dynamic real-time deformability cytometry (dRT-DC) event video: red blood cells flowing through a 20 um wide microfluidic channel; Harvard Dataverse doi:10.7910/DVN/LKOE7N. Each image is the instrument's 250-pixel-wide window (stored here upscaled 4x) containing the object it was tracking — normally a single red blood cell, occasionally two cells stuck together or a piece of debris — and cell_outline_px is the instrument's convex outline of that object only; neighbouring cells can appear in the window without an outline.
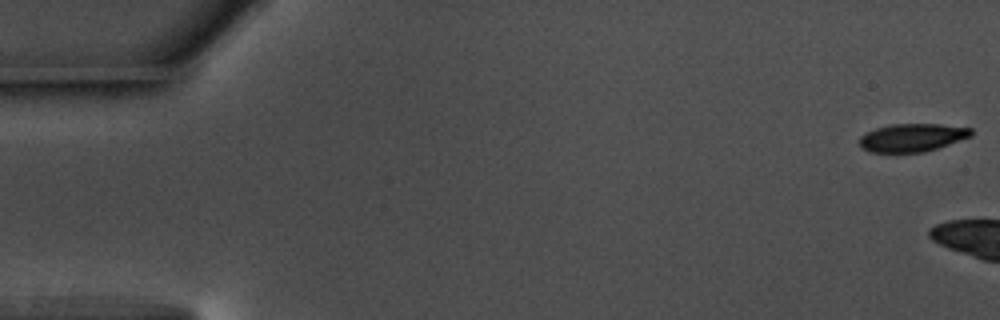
{"species": "common noctule bat (a hibernating species)", "species_latin": "Nyctalus noctula", "temperature_condition": "warm", "stored_images_in_passage": 16, "camera_frame_rate_fps": 3000, "um_per_image_px": 0.085, "animal": {"sex": "male", "body_mass_g": 17.5, "forearm_length_mm": 52.3}, "frame": {"image": 1, "passage_image": 1, "time_ms": 0.0, "image_size_px": [1000, 320], "cell_outline_px": [[972, 136], [924, 152], [868, 152], [860, 144], [860, 136], [876, 128], [892, 124], [940, 124], [972, 128]], "centroid_in_image_um": [77.55, 11.69], "position_along_channel_um": 7.5, "area_um2": 18.03}}